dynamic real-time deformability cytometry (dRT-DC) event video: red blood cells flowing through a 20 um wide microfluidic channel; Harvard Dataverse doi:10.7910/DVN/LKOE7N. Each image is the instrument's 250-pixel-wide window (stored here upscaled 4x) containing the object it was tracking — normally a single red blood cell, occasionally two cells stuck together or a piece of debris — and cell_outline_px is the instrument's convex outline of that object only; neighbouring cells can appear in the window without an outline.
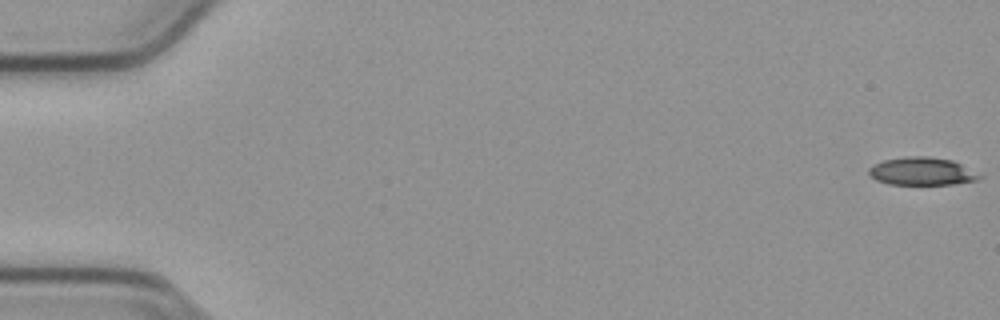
{"species": "common noctule bat (a hibernating species)", "species_latin": "Nyctalus noctula", "temperature_condition": "cold", "stored_images_in_passage": 55, "camera_frame_rate_fps": 3000, "um_per_image_px": 0.085, "animal": {"sex": "male", "body_mass_g": 23.1, "forearm_length_mm": 52.7}, "frame": {"image": 1, "passage_image": 1, "time_ms": 0.0, "image_size_px": [1000, 320], "cell_outline_px": [[984, 176], [976, 180], [952, 184], [888, 184], [876, 180], [868, 172], [868, 168], [884, 160], [904, 156], [928, 156], [952, 160], [984, 172]], "centroid_in_image_um": [78.46, 14.55], "position_along_channel_um": 6.5, "area_um2": 18.26}}
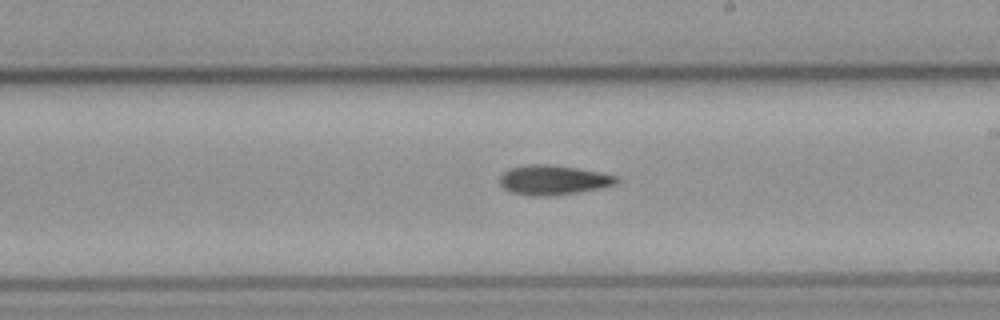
{"frame": {"image": 2, "passage_image": 32, "time_ms": 10.333, "image_size_px": [1000, 320], "cell_outline_px": [[620, 180], [616, 184], [576, 192], [512, 192], [504, 188], [500, 184], [500, 176], [508, 168], [528, 164], [552, 164], [576, 168], [616, 176]], "centroid_in_image_um": [47.02, 15.21], "position_along_channel_um": 242.0, "area_um2": 18.73}}
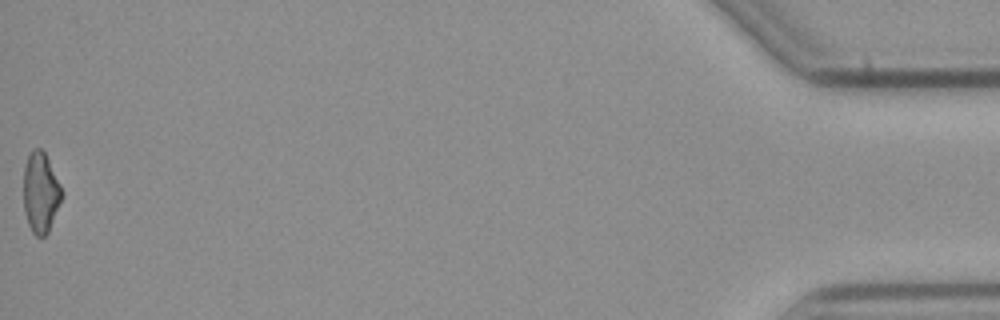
{"frame": {"image": 3, "passage_image": 55, "time_ms": 18.0, "image_size_px": [1000, 320], "cell_outline_px": [[64, 196], [48, 232], [44, 236], [36, 236], [32, 232], [28, 224], [24, 212], [24, 168], [28, 156], [32, 148], [40, 148], [44, 152], [64, 192]], "centroid_in_image_um": [3.47, 16.38], "position_along_channel_um": 431.7, "area_um2": 17.98}, "authors_computed_cell_mechanics": {"area_um2": 19.1896, "velocity_mm_per_s": 3.8186, "shape_relaxation_time_tau1_ms": null, "shape_relaxation_time_tau2_ms": 7.428, "deformation_change_tau1": null, "deformation_change_tau2": 0.1785}}